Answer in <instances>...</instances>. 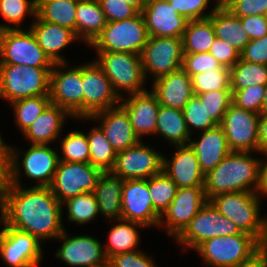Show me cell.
Masks as SVG:
<instances>
[{"label":"cell","mask_w":267,"mask_h":267,"mask_svg":"<svg viewBox=\"0 0 267 267\" xmlns=\"http://www.w3.org/2000/svg\"><path fill=\"white\" fill-rule=\"evenodd\" d=\"M61 202L50 187L11 185L0 205V220L42 243L56 240L66 229Z\"/></svg>","instance_id":"cell-1"},{"label":"cell","mask_w":267,"mask_h":267,"mask_svg":"<svg viewBox=\"0 0 267 267\" xmlns=\"http://www.w3.org/2000/svg\"><path fill=\"white\" fill-rule=\"evenodd\" d=\"M259 172V153L231 151L212 171L205 175L203 187L207 200L228 192L257 193Z\"/></svg>","instance_id":"cell-2"},{"label":"cell","mask_w":267,"mask_h":267,"mask_svg":"<svg viewBox=\"0 0 267 267\" xmlns=\"http://www.w3.org/2000/svg\"><path fill=\"white\" fill-rule=\"evenodd\" d=\"M262 197L256 192H228L208 201L241 232L254 236L264 247L267 243V214L262 215Z\"/></svg>","instance_id":"cell-3"},{"label":"cell","mask_w":267,"mask_h":267,"mask_svg":"<svg viewBox=\"0 0 267 267\" xmlns=\"http://www.w3.org/2000/svg\"><path fill=\"white\" fill-rule=\"evenodd\" d=\"M15 146L10 144L11 185L28 186L22 182L24 175L34 181L32 186L50 187L59 163L56 145L29 144L23 152Z\"/></svg>","instance_id":"cell-4"},{"label":"cell","mask_w":267,"mask_h":267,"mask_svg":"<svg viewBox=\"0 0 267 267\" xmlns=\"http://www.w3.org/2000/svg\"><path fill=\"white\" fill-rule=\"evenodd\" d=\"M265 247L252 235L242 232L216 236L202 242L194 252L206 267H237L258 256Z\"/></svg>","instance_id":"cell-5"},{"label":"cell","mask_w":267,"mask_h":267,"mask_svg":"<svg viewBox=\"0 0 267 267\" xmlns=\"http://www.w3.org/2000/svg\"><path fill=\"white\" fill-rule=\"evenodd\" d=\"M96 56V57H95ZM93 60L111 82L114 92L121 99L127 95L147 90L141 57L120 52H96Z\"/></svg>","instance_id":"cell-6"},{"label":"cell","mask_w":267,"mask_h":267,"mask_svg":"<svg viewBox=\"0 0 267 267\" xmlns=\"http://www.w3.org/2000/svg\"><path fill=\"white\" fill-rule=\"evenodd\" d=\"M52 68L0 64V99L9 105L23 98L49 96Z\"/></svg>","instance_id":"cell-7"},{"label":"cell","mask_w":267,"mask_h":267,"mask_svg":"<svg viewBox=\"0 0 267 267\" xmlns=\"http://www.w3.org/2000/svg\"><path fill=\"white\" fill-rule=\"evenodd\" d=\"M141 12L121 21L107 22L101 34L89 46L95 52H120L140 55L148 40Z\"/></svg>","instance_id":"cell-8"},{"label":"cell","mask_w":267,"mask_h":267,"mask_svg":"<svg viewBox=\"0 0 267 267\" xmlns=\"http://www.w3.org/2000/svg\"><path fill=\"white\" fill-rule=\"evenodd\" d=\"M241 230L227 217L221 215L207 201L201 210L190 220L186 228L174 239L181 252L194 251L202 242L216 236L241 234Z\"/></svg>","instance_id":"cell-9"},{"label":"cell","mask_w":267,"mask_h":267,"mask_svg":"<svg viewBox=\"0 0 267 267\" xmlns=\"http://www.w3.org/2000/svg\"><path fill=\"white\" fill-rule=\"evenodd\" d=\"M73 65L70 61L54 63L50 71L49 97L52 104L65 109L75 119L83 118V83L82 64Z\"/></svg>","instance_id":"cell-10"},{"label":"cell","mask_w":267,"mask_h":267,"mask_svg":"<svg viewBox=\"0 0 267 267\" xmlns=\"http://www.w3.org/2000/svg\"><path fill=\"white\" fill-rule=\"evenodd\" d=\"M0 64L31 67L54 66V63L39 46L30 28L0 31Z\"/></svg>","instance_id":"cell-11"},{"label":"cell","mask_w":267,"mask_h":267,"mask_svg":"<svg viewBox=\"0 0 267 267\" xmlns=\"http://www.w3.org/2000/svg\"><path fill=\"white\" fill-rule=\"evenodd\" d=\"M146 80L152 82L182 68L183 40L177 37L149 36L140 54Z\"/></svg>","instance_id":"cell-12"},{"label":"cell","mask_w":267,"mask_h":267,"mask_svg":"<svg viewBox=\"0 0 267 267\" xmlns=\"http://www.w3.org/2000/svg\"><path fill=\"white\" fill-rule=\"evenodd\" d=\"M0 258L7 267H40L44 244L35 236L0 220Z\"/></svg>","instance_id":"cell-13"},{"label":"cell","mask_w":267,"mask_h":267,"mask_svg":"<svg viewBox=\"0 0 267 267\" xmlns=\"http://www.w3.org/2000/svg\"><path fill=\"white\" fill-rule=\"evenodd\" d=\"M102 173L90 162L59 161L50 189L62 204L78 195L93 192Z\"/></svg>","instance_id":"cell-14"},{"label":"cell","mask_w":267,"mask_h":267,"mask_svg":"<svg viewBox=\"0 0 267 267\" xmlns=\"http://www.w3.org/2000/svg\"><path fill=\"white\" fill-rule=\"evenodd\" d=\"M207 201L203 186L178 188L176 196L160 216L158 228H164L167 238L175 239Z\"/></svg>","instance_id":"cell-15"},{"label":"cell","mask_w":267,"mask_h":267,"mask_svg":"<svg viewBox=\"0 0 267 267\" xmlns=\"http://www.w3.org/2000/svg\"><path fill=\"white\" fill-rule=\"evenodd\" d=\"M153 145L140 141L137 145L117 152L111 172L123 180L149 179L162 171L163 153Z\"/></svg>","instance_id":"cell-16"},{"label":"cell","mask_w":267,"mask_h":267,"mask_svg":"<svg viewBox=\"0 0 267 267\" xmlns=\"http://www.w3.org/2000/svg\"><path fill=\"white\" fill-rule=\"evenodd\" d=\"M59 240V241H58ZM59 247L55 258L69 267H93L108 262L103 241L88 234H70L67 229L55 240Z\"/></svg>","instance_id":"cell-17"},{"label":"cell","mask_w":267,"mask_h":267,"mask_svg":"<svg viewBox=\"0 0 267 267\" xmlns=\"http://www.w3.org/2000/svg\"><path fill=\"white\" fill-rule=\"evenodd\" d=\"M83 118L120 105L110 80L94 60L82 63Z\"/></svg>","instance_id":"cell-18"},{"label":"cell","mask_w":267,"mask_h":267,"mask_svg":"<svg viewBox=\"0 0 267 267\" xmlns=\"http://www.w3.org/2000/svg\"><path fill=\"white\" fill-rule=\"evenodd\" d=\"M259 118L257 113L230 104L221 126L231 151L258 153Z\"/></svg>","instance_id":"cell-19"},{"label":"cell","mask_w":267,"mask_h":267,"mask_svg":"<svg viewBox=\"0 0 267 267\" xmlns=\"http://www.w3.org/2000/svg\"><path fill=\"white\" fill-rule=\"evenodd\" d=\"M121 218L158 229L160 215L154 210L148 190V179L124 180Z\"/></svg>","instance_id":"cell-20"},{"label":"cell","mask_w":267,"mask_h":267,"mask_svg":"<svg viewBox=\"0 0 267 267\" xmlns=\"http://www.w3.org/2000/svg\"><path fill=\"white\" fill-rule=\"evenodd\" d=\"M75 120H79L80 123L96 122L116 152L126 150L140 142L127 112L120 105L97 112L89 118H75Z\"/></svg>","instance_id":"cell-21"},{"label":"cell","mask_w":267,"mask_h":267,"mask_svg":"<svg viewBox=\"0 0 267 267\" xmlns=\"http://www.w3.org/2000/svg\"><path fill=\"white\" fill-rule=\"evenodd\" d=\"M120 106L127 112L135 135L140 141H145L143 139L147 136L155 137L160 104L151 89L122 97Z\"/></svg>","instance_id":"cell-22"},{"label":"cell","mask_w":267,"mask_h":267,"mask_svg":"<svg viewBox=\"0 0 267 267\" xmlns=\"http://www.w3.org/2000/svg\"><path fill=\"white\" fill-rule=\"evenodd\" d=\"M141 14L152 37L182 38L189 22L168 0H147Z\"/></svg>","instance_id":"cell-23"},{"label":"cell","mask_w":267,"mask_h":267,"mask_svg":"<svg viewBox=\"0 0 267 267\" xmlns=\"http://www.w3.org/2000/svg\"><path fill=\"white\" fill-rule=\"evenodd\" d=\"M170 147L175 150L169 157L163 153L162 170L178 188L204 186L205 175L193 148L189 144Z\"/></svg>","instance_id":"cell-24"},{"label":"cell","mask_w":267,"mask_h":267,"mask_svg":"<svg viewBox=\"0 0 267 267\" xmlns=\"http://www.w3.org/2000/svg\"><path fill=\"white\" fill-rule=\"evenodd\" d=\"M39 46L53 63H68L63 50L72 43L80 42L74 31L69 28L42 21L37 15L30 25Z\"/></svg>","instance_id":"cell-25"},{"label":"cell","mask_w":267,"mask_h":267,"mask_svg":"<svg viewBox=\"0 0 267 267\" xmlns=\"http://www.w3.org/2000/svg\"><path fill=\"white\" fill-rule=\"evenodd\" d=\"M160 105L182 110L194 95L190 76L181 68L150 83Z\"/></svg>","instance_id":"cell-26"},{"label":"cell","mask_w":267,"mask_h":267,"mask_svg":"<svg viewBox=\"0 0 267 267\" xmlns=\"http://www.w3.org/2000/svg\"><path fill=\"white\" fill-rule=\"evenodd\" d=\"M69 118V119H68ZM74 118L63 108L50 103L22 133L29 144H53L63 134L65 122Z\"/></svg>","instance_id":"cell-27"},{"label":"cell","mask_w":267,"mask_h":267,"mask_svg":"<svg viewBox=\"0 0 267 267\" xmlns=\"http://www.w3.org/2000/svg\"><path fill=\"white\" fill-rule=\"evenodd\" d=\"M189 145L193 148L198 158L200 168L204 175L212 171L230 152L224 130L221 125H216L206 131L199 132ZM197 138V139H196Z\"/></svg>","instance_id":"cell-28"},{"label":"cell","mask_w":267,"mask_h":267,"mask_svg":"<svg viewBox=\"0 0 267 267\" xmlns=\"http://www.w3.org/2000/svg\"><path fill=\"white\" fill-rule=\"evenodd\" d=\"M106 222L113 224L103 243L104 253L108 260L115 255L140 249L141 233L139 230H144L146 228L144 225L122 218Z\"/></svg>","instance_id":"cell-29"},{"label":"cell","mask_w":267,"mask_h":267,"mask_svg":"<svg viewBox=\"0 0 267 267\" xmlns=\"http://www.w3.org/2000/svg\"><path fill=\"white\" fill-rule=\"evenodd\" d=\"M123 184L124 180L111 171L103 172L99 177L93 193L103 221L121 219Z\"/></svg>","instance_id":"cell-30"},{"label":"cell","mask_w":267,"mask_h":267,"mask_svg":"<svg viewBox=\"0 0 267 267\" xmlns=\"http://www.w3.org/2000/svg\"><path fill=\"white\" fill-rule=\"evenodd\" d=\"M106 18L98 0H79L76 9V36L89 47L106 26Z\"/></svg>","instance_id":"cell-31"},{"label":"cell","mask_w":267,"mask_h":267,"mask_svg":"<svg viewBox=\"0 0 267 267\" xmlns=\"http://www.w3.org/2000/svg\"><path fill=\"white\" fill-rule=\"evenodd\" d=\"M155 136L166 141L168 146L189 144L191 135L183 111L160 105Z\"/></svg>","instance_id":"cell-32"},{"label":"cell","mask_w":267,"mask_h":267,"mask_svg":"<svg viewBox=\"0 0 267 267\" xmlns=\"http://www.w3.org/2000/svg\"><path fill=\"white\" fill-rule=\"evenodd\" d=\"M216 38L230 44L234 49L241 53L250 39L243 29L240 17L234 16L228 9H215L210 15Z\"/></svg>","instance_id":"cell-33"},{"label":"cell","mask_w":267,"mask_h":267,"mask_svg":"<svg viewBox=\"0 0 267 267\" xmlns=\"http://www.w3.org/2000/svg\"><path fill=\"white\" fill-rule=\"evenodd\" d=\"M79 0H37L36 15L45 22L71 29L76 34V9Z\"/></svg>","instance_id":"cell-34"},{"label":"cell","mask_w":267,"mask_h":267,"mask_svg":"<svg viewBox=\"0 0 267 267\" xmlns=\"http://www.w3.org/2000/svg\"><path fill=\"white\" fill-rule=\"evenodd\" d=\"M216 39L214 26L209 18L189 21L182 36L184 54L209 52Z\"/></svg>","instance_id":"cell-35"},{"label":"cell","mask_w":267,"mask_h":267,"mask_svg":"<svg viewBox=\"0 0 267 267\" xmlns=\"http://www.w3.org/2000/svg\"><path fill=\"white\" fill-rule=\"evenodd\" d=\"M61 207L67 221L76 224L77 227L92 223L98 216L100 219L98 201L93 192L71 198L63 202Z\"/></svg>","instance_id":"cell-36"},{"label":"cell","mask_w":267,"mask_h":267,"mask_svg":"<svg viewBox=\"0 0 267 267\" xmlns=\"http://www.w3.org/2000/svg\"><path fill=\"white\" fill-rule=\"evenodd\" d=\"M86 136L89 142V162L103 172L111 171L116 161L117 152L102 130L94 123V126L86 132Z\"/></svg>","instance_id":"cell-37"},{"label":"cell","mask_w":267,"mask_h":267,"mask_svg":"<svg viewBox=\"0 0 267 267\" xmlns=\"http://www.w3.org/2000/svg\"><path fill=\"white\" fill-rule=\"evenodd\" d=\"M37 0H0V15L3 23H0V31L7 29H23L26 17H31V23L36 17Z\"/></svg>","instance_id":"cell-38"},{"label":"cell","mask_w":267,"mask_h":267,"mask_svg":"<svg viewBox=\"0 0 267 267\" xmlns=\"http://www.w3.org/2000/svg\"><path fill=\"white\" fill-rule=\"evenodd\" d=\"M66 135H61L56 146L59 155V161L64 162H89V142L86 131L79 129L69 130ZM60 140V141H59ZM59 148V149H58ZM61 152V153H60Z\"/></svg>","instance_id":"cell-39"},{"label":"cell","mask_w":267,"mask_h":267,"mask_svg":"<svg viewBox=\"0 0 267 267\" xmlns=\"http://www.w3.org/2000/svg\"><path fill=\"white\" fill-rule=\"evenodd\" d=\"M231 91H237L252 85H267V66L239 59L230 68Z\"/></svg>","instance_id":"cell-40"},{"label":"cell","mask_w":267,"mask_h":267,"mask_svg":"<svg viewBox=\"0 0 267 267\" xmlns=\"http://www.w3.org/2000/svg\"><path fill=\"white\" fill-rule=\"evenodd\" d=\"M51 103L49 96L23 98L9 104L13 110L14 123L22 134Z\"/></svg>","instance_id":"cell-41"},{"label":"cell","mask_w":267,"mask_h":267,"mask_svg":"<svg viewBox=\"0 0 267 267\" xmlns=\"http://www.w3.org/2000/svg\"><path fill=\"white\" fill-rule=\"evenodd\" d=\"M177 185L162 170L148 179V190L154 210L161 216L176 196Z\"/></svg>","instance_id":"cell-42"},{"label":"cell","mask_w":267,"mask_h":267,"mask_svg":"<svg viewBox=\"0 0 267 267\" xmlns=\"http://www.w3.org/2000/svg\"><path fill=\"white\" fill-rule=\"evenodd\" d=\"M194 95L217 90H231L230 68H213L190 76Z\"/></svg>","instance_id":"cell-43"},{"label":"cell","mask_w":267,"mask_h":267,"mask_svg":"<svg viewBox=\"0 0 267 267\" xmlns=\"http://www.w3.org/2000/svg\"><path fill=\"white\" fill-rule=\"evenodd\" d=\"M187 129L191 136L206 131L216 126V124L208 117L205 105H202L200 98L193 95L189 102L182 109ZM196 132V134H195Z\"/></svg>","instance_id":"cell-44"},{"label":"cell","mask_w":267,"mask_h":267,"mask_svg":"<svg viewBox=\"0 0 267 267\" xmlns=\"http://www.w3.org/2000/svg\"><path fill=\"white\" fill-rule=\"evenodd\" d=\"M202 105H205L208 117L216 124L221 125L223 117L232 103L231 90L210 91L197 95Z\"/></svg>","instance_id":"cell-45"},{"label":"cell","mask_w":267,"mask_h":267,"mask_svg":"<svg viewBox=\"0 0 267 267\" xmlns=\"http://www.w3.org/2000/svg\"><path fill=\"white\" fill-rule=\"evenodd\" d=\"M168 2L189 21L207 19L216 9L214 0H168Z\"/></svg>","instance_id":"cell-46"},{"label":"cell","mask_w":267,"mask_h":267,"mask_svg":"<svg viewBox=\"0 0 267 267\" xmlns=\"http://www.w3.org/2000/svg\"><path fill=\"white\" fill-rule=\"evenodd\" d=\"M265 87L262 85H252L244 89L232 91V103L244 110L261 115L263 113Z\"/></svg>","instance_id":"cell-47"},{"label":"cell","mask_w":267,"mask_h":267,"mask_svg":"<svg viewBox=\"0 0 267 267\" xmlns=\"http://www.w3.org/2000/svg\"><path fill=\"white\" fill-rule=\"evenodd\" d=\"M147 251L138 249L121 253L108 260L110 267H159L155 256H151Z\"/></svg>","instance_id":"cell-48"},{"label":"cell","mask_w":267,"mask_h":267,"mask_svg":"<svg viewBox=\"0 0 267 267\" xmlns=\"http://www.w3.org/2000/svg\"><path fill=\"white\" fill-rule=\"evenodd\" d=\"M213 68H227L222 66L210 52L184 54L182 69L189 75L208 72Z\"/></svg>","instance_id":"cell-49"},{"label":"cell","mask_w":267,"mask_h":267,"mask_svg":"<svg viewBox=\"0 0 267 267\" xmlns=\"http://www.w3.org/2000/svg\"><path fill=\"white\" fill-rule=\"evenodd\" d=\"M107 22L134 17L138 11L124 0H98Z\"/></svg>","instance_id":"cell-50"},{"label":"cell","mask_w":267,"mask_h":267,"mask_svg":"<svg viewBox=\"0 0 267 267\" xmlns=\"http://www.w3.org/2000/svg\"><path fill=\"white\" fill-rule=\"evenodd\" d=\"M11 187V151L0 132V205Z\"/></svg>","instance_id":"cell-51"},{"label":"cell","mask_w":267,"mask_h":267,"mask_svg":"<svg viewBox=\"0 0 267 267\" xmlns=\"http://www.w3.org/2000/svg\"><path fill=\"white\" fill-rule=\"evenodd\" d=\"M240 59L267 66V35L250 40L240 53Z\"/></svg>","instance_id":"cell-52"},{"label":"cell","mask_w":267,"mask_h":267,"mask_svg":"<svg viewBox=\"0 0 267 267\" xmlns=\"http://www.w3.org/2000/svg\"><path fill=\"white\" fill-rule=\"evenodd\" d=\"M209 52L222 66L227 68H232L240 59V53L233 46L218 38L214 40Z\"/></svg>","instance_id":"cell-53"},{"label":"cell","mask_w":267,"mask_h":267,"mask_svg":"<svg viewBox=\"0 0 267 267\" xmlns=\"http://www.w3.org/2000/svg\"><path fill=\"white\" fill-rule=\"evenodd\" d=\"M228 10L237 17L265 15L267 0H237Z\"/></svg>","instance_id":"cell-54"},{"label":"cell","mask_w":267,"mask_h":267,"mask_svg":"<svg viewBox=\"0 0 267 267\" xmlns=\"http://www.w3.org/2000/svg\"><path fill=\"white\" fill-rule=\"evenodd\" d=\"M240 21L250 40L267 35V18L264 15L240 17Z\"/></svg>","instance_id":"cell-55"},{"label":"cell","mask_w":267,"mask_h":267,"mask_svg":"<svg viewBox=\"0 0 267 267\" xmlns=\"http://www.w3.org/2000/svg\"><path fill=\"white\" fill-rule=\"evenodd\" d=\"M260 156V172H259V185L257 193L267 198V152L259 153ZM266 197V198H265Z\"/></svg>","instance_id":"cell-56"},{"label":"cell","mask_w":267,"mask_h":267,"mask_svg":"<svg viewBox=\"0 0 267 267\" xmlns=\"http://www.w3.org/2000/svg\"><path fill=\"white\" fill-rule=\"evenodd\" d=\"M267 152V114H261L258 123V153Z\"/></svg>","instance_id":"cell-57"},{"label":"cell","mask_w":267,"mask_h":267,"mask_svg":"<svg viewBox=\"0 0 267 267\" xmlns=\"http://www.w3.org/2000/svg\"><path fill=\"white\" fill-rule=\"evenodd\" d=\"M237 267H267V251L264 249L250 262L238 265Z\"/></svg>","instance_id":"cell-58"},{"label":"cell","mask_w":267,"mask_h":267,"mask_svg":"<svg viewBox=\"0 0 267 267\" xmlns=\"http://www.w3.org/2000/svg\"><path fill=\"white\" fill-rule=\"evenodd\" d=\"M127 4L133 6L138 12H141L146 5L147 0H124Z\"/></svg>","instance_id":"cell-59"},{"label":"cell","mask_w":267,"mask_h":267,"mask_svg":"<svg viewBox=\"0 0 267 267\" xmlns=\"http://www.w3.org/2000/svg\"><path fill=\"white\" fill-rule=\"evenodd\" d=\"M237 0H214L216 9H228Z\"/></svg>","instance_id":"cell-60"},{"label":"cell","mask_w":267,"mask_h":267,"mask_svg":"<svg viewBox=\"0 0 267 267\" xmlns=\"http://www.w3.org/2000/svg\"><path fill=\"white\" fill-rule=\"evenodd\" d=\"M263 114H267V85L265 87L264 101H263Z\"/></svg>","instance_id":"cell-61"},{"label":"cell","mask_w":267,"mask_h":267,"mask_svg":"<svg viewBox=\"0 0 267 267\" xmlns=\"http://www.w3.org/2000/svg\"><path fill=\"white\" fill-rule=\"evenodd\" d=\"M93 267H110V266H109V263L107 262L106 264L93 266Z\"/></svg>","instance_id":"cell-62"}]
</instances>
